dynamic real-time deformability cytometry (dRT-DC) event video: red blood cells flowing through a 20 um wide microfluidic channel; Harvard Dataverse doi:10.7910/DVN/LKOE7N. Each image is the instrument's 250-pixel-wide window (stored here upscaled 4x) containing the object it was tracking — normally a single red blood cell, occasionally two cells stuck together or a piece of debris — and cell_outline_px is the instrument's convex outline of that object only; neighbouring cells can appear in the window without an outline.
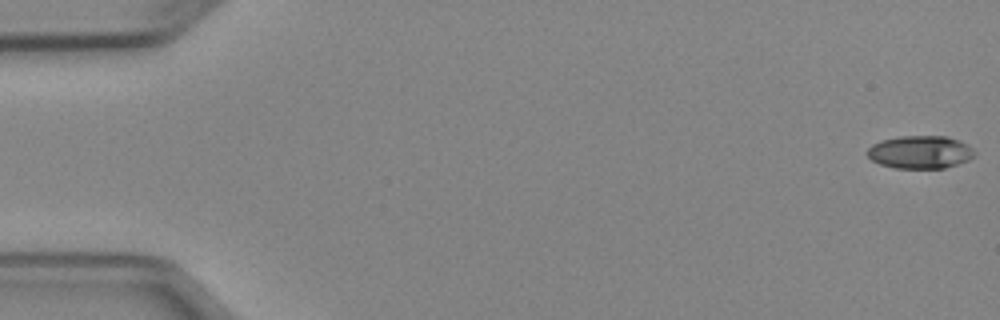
{"species": "Egyptian fruit bat (a non-hibernating species)", "species_latin": "Rousettus aegyptiacus", "temperature_condition": "cold", "stored_images_in_passage": 52, "camera_frame_rate_fps": 3000, "um_per_image_px": 0.085, "animal": {"sex": "female"}, "frame": {"image": 1, "passage_image": 1, "time_ms": 0.0, "image_size_px": [1000, 320], "cell_outline_px": [[976, 156], [968, 160], [944, 168], [896, 168], [880, 164], [872, 160], [864, 152], [872, 144], [880, 140], [900, 136], [948, 136], [960, 140], [968, 144], [976, 152]], "centroid_in_image_um": [78.22, 12.92], "position_along_channel_um": 6.8, "area_um2": 20.81}}
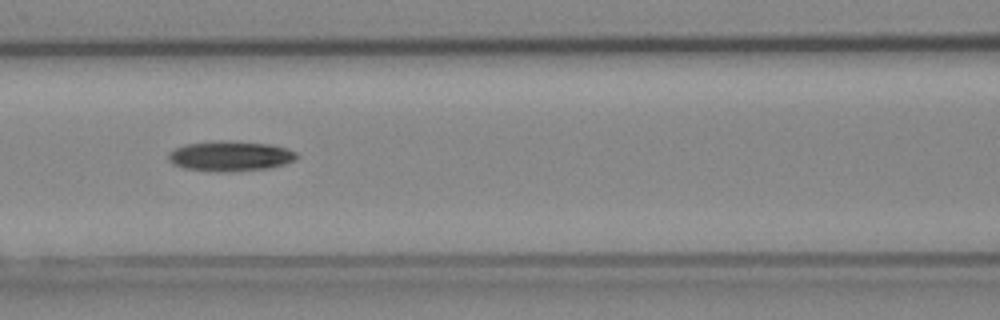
{"frame": {"image": 2, "passage_image": 23, "time_ms": 7.333, "image_size_px": [1000, 320], "cell_outline_px": [[300, 156], [296, 160], [272, 168], [228, 172], [220, 172], [184, 168], [172, 164], [168, 160], [168, 152], [176, 148], [188, 144], [268, 144], [284, 148], [296, 152]], "centroid_in_image_um": [19.6, 13.34], "position_along_channel_um": 147.0, "area_um2": 21.39}}
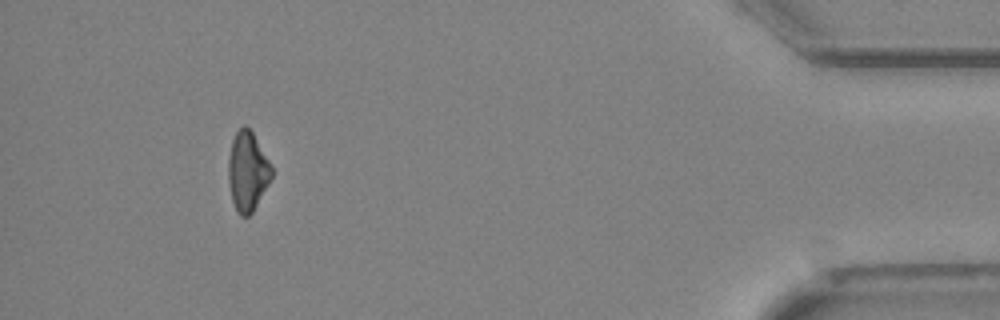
{"frame": {"image": 3, "passage_image": 48, "time_ms": 15.667, "image_size_px": [1000, 320], "cell_outline_px": [[272, 176], [268, 184], [252, 212], [248, 216], [240, 216], [236, 212], [232, 200], [228, 180], [228, 160], [232, 140], [236, 132], [244, 124], [252, 132], [268, 160], [272, 168]], "centroid_in_image_um": [21.01, 14.58], "position_along_channel_um": 414.2, "area_um2": 19.71}, "authors_computed_cell_mechanics": {"area_um2": 21.1548, "velocity_mm_per_s": 3.9557, "shape_relaxation_time_tau1_ms": 5.3114, "shape_relaxation_time_tau2_ms": null, "deformation_change_tau1": 0.1495, "deformation_change_tau2": null}}